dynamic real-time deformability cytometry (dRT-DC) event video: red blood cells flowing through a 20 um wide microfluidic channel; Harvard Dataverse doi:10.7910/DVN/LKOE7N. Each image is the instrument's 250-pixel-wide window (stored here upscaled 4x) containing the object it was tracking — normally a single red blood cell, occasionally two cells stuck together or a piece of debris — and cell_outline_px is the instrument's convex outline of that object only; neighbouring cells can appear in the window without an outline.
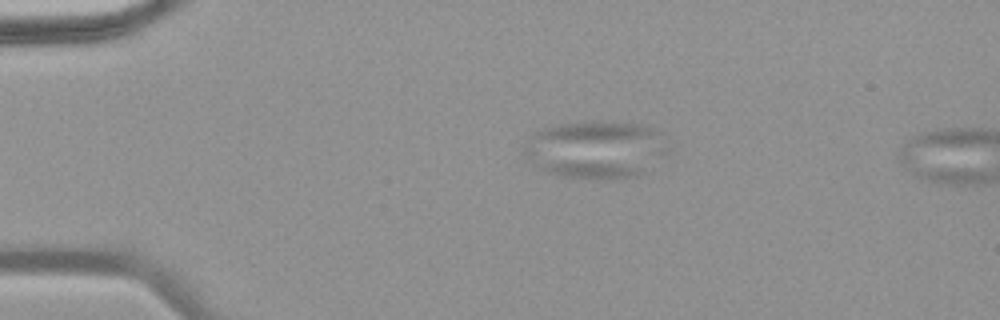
{"species": "common noctule bat (a hibernating species)", "species_latin": "Nyctalus noctula", "temperature_condition": "warm", "stored_images_in_passage": 7, "camera_frame_rate_fps": 3000, "um_per_image_px": 0.085, "animal": {"sex": "female", "body_mass_g": 18.4}, "frame": {"image": 1, "passage_image": 2, "time_ms": 0.333, "image_size_px": [1000, 320], "cell_outline_px": [[664, 152], [644, 172], [636, 176], [612, 180], [596, 180], [564, 176], [548, 172], [532, 164], [524, 152], [524, 140], [536, 132], [544, 128], [560, 124], [592, 120], [628, 120], [652, 128], [656, 132], [664, 148]], "centroid_in_image_um": [50.56, 12.69], "position_along_channel_um": 34.4, "area_um2": 48.32}}